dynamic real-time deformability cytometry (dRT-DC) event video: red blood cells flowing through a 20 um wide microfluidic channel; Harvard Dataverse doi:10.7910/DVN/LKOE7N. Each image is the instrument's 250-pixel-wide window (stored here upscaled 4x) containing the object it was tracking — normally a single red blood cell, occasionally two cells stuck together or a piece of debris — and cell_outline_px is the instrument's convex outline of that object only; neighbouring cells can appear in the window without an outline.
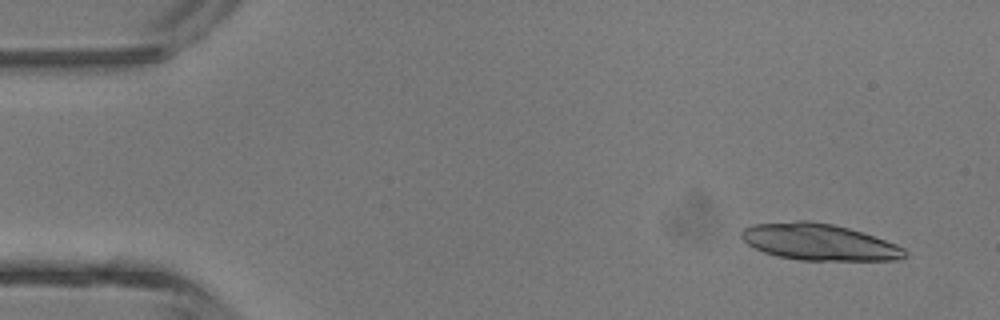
{"species": "common noctule bat (a hibernating species)", "species_latin": "Nyctalus noctula", "temperature_condition": "room temperature", "stored_images_in_passage": 4, "camera_frame_rate_fps": 3000, "um_per_image_px": 0.085, "animal": {"sex": "male", "body_mass_g": 13.3}, "frame": {"image": 1, "passage_image": 1, "time_ms": 0.0, "image_size_px": [1000, 320], "cell_outline_px": [[908, 252], [900, 260], [800, 260], [776, 256], [764, 252], [748, 244], [740, 236], [740, 232], [744, 228], [752, 224], [796, 220], [808, 220], [832, 224], [848, 228], [896, 244], [904, 248]], "centroid_in_image_um": [69.58, 20.57], "position_along_channel_um": 15.4, "area_um2": 34.68}}
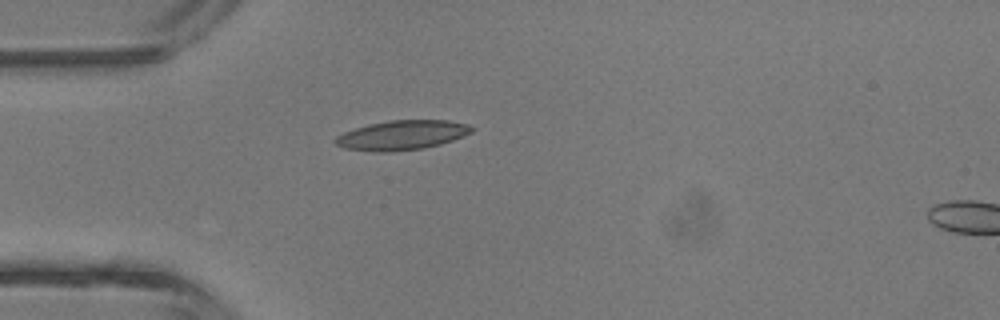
{"frame": {"image": 2, "passage_image": 3, "time_ms": 3.333, "image_size_px": [1000, 320], "cell_outline_px": [[476, 128], [472, 132], [464, 136], [440, 144], [424, 148], [392, 152], [372, 152], [344, 148], [336, 144], [332, 140], [336, 136], [344, 132], [368, 124], [388, 120], [448, 120], [468, 124]], "centroid_in_image_um": [34.16, 11.49], "position_along_channel_um": 50.8, "area_um2": 23.7}}